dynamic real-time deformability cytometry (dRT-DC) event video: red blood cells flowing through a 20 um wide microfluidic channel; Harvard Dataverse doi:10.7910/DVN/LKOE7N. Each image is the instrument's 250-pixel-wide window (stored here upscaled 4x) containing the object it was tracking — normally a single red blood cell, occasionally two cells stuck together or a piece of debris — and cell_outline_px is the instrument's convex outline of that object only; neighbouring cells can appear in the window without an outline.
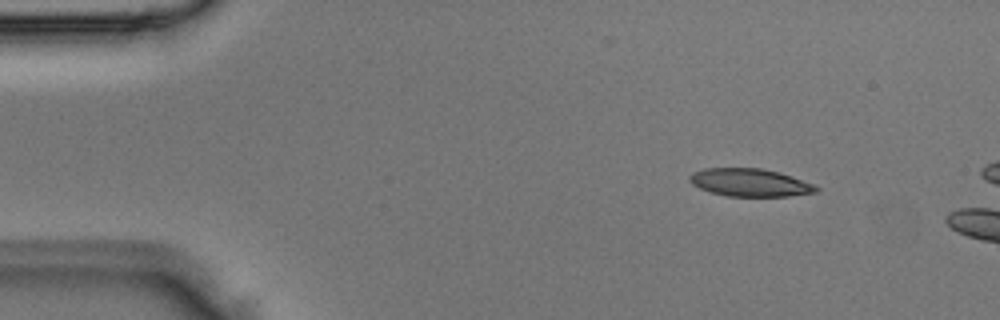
{"species": "Egyptian fruit bat (a non-hibernating species)", "species_latin": "Rousettus aegyptiacus", "temperature_condition": "room temperature", "stored_images_in_passage": 2, "camera_frame_rate_fps": 3000, "um_per_image_px": 0.085, "animal": {"sex": "male"}, "frame": {"image": 1, "passage_image": 1, "time_ms": 0.0, "image_size_px": [1000, 320], "cell_outline_px": [[820, 188], [816, 192], [788, 196], [728, 196], [712, 192], [700, 188], [692, 184], [688, 180], [688, 176], [692, 172], [704, 168], [760, 168], [780, 172], [816, 184]], "centroid_in_image_um": [63.76, 15.51], "position_along_channel_um": 21.2, "area_um2": 20.63}}